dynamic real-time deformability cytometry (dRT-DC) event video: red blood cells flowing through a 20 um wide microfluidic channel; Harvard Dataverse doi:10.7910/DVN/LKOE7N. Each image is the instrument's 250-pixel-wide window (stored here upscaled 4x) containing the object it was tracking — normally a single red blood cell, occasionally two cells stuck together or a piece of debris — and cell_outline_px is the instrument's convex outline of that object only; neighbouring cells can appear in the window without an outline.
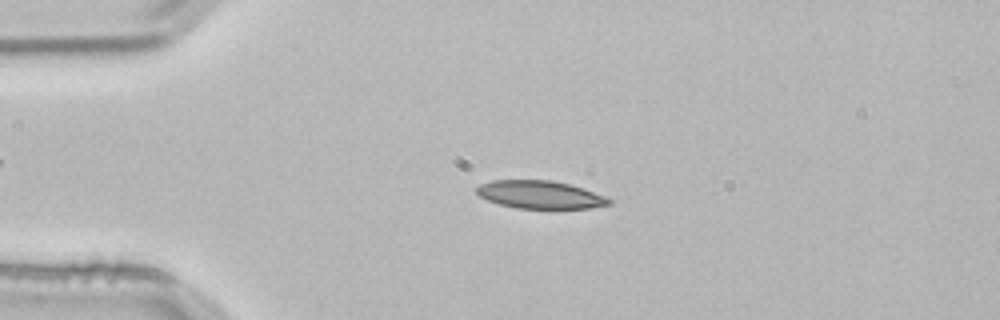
{"species": "common noctule bat (a hibernating species)", "species_latin": "Nyctalus noctula", "temperature_condition": "room temperature", "stored_images_in_passage": 4, "camera_frame_rate_fps": 3000, "um_per_image_px": 0.085, "animal": {"sex": "male", "body_mass_g": 21.5, "forearm_length_mm": 52.0}, "frame": {"image": 1, "passage_image": 3, "time_ms": 0.667, "image_size_px": [1000, 320], "cell_outline_px": [[612, 204], [592, 208], [516, 208], [500, 204], [488, 200], [480, 196], [476, 192], [476, 188], [480, 184], [492, 180], [552, 180], [568, 184], [604, 196], [612, 200]], "centroid_in_image_um": [45.89, 16.55], "position_along_channel_um": 39.1, "area_um2": 21.27}}
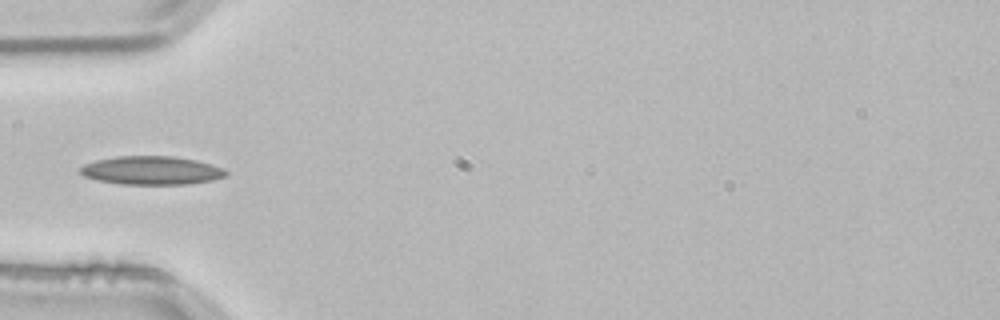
{"frame": {"image": 2, "passage_image": 4, "time_ms": 1.0, "image_size_px": [1000, 320], "cell_outline_px": [[228, 176], [212, 180], [188, 184], [120, 184], [96, 180], [84, 176], [80, 172], [80, 168], [84, 164], [96, 160], [116, 156], [172, 156], [196, 160], [212, 164], [224, 168], [228, 172]], "centroid_in_image_um": [12.9, 14.48], "position_along_channel_um": 72.1, "area_um2": 24.33}}